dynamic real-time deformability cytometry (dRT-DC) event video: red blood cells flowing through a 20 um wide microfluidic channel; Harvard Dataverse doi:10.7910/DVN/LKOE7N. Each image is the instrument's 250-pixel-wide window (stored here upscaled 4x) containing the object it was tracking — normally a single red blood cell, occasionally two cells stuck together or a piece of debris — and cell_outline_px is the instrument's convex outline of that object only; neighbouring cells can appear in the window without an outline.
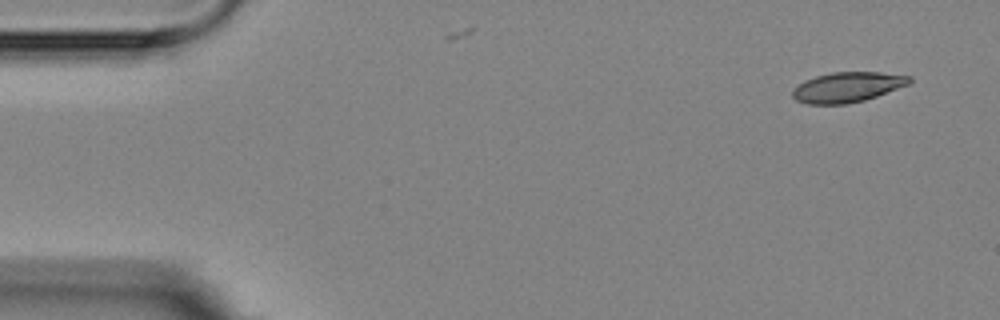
{"species": "Egyptian fruit bat (a non-hibernating species)", "species_latin": "Rousettus aegyptiacus", "temperature_condition": "room temperature", "stored_images_in_passage": 2, "camera_frame_rate_fps": 3000, "um_per_image_px": 0.085, "animal": {"sex": "female"}, "frame": {"image": 1, "passage_image": 1, "time_ms": 0.0, "image_size_px": [1000, 320], "cell_outline_px": [[912, 80], [908, 84], [876, 96], [864, 100], [848, 104], [808, 104], [796, 100], [792, 96], [792, 88], [804, 80], [816, 76], [832, 72], [880, 72], [912, 76]], "centroid_in_image_um": [72.0, 7.4], "position_along_channel_um": 13.0, "area_um2": 20.52}}